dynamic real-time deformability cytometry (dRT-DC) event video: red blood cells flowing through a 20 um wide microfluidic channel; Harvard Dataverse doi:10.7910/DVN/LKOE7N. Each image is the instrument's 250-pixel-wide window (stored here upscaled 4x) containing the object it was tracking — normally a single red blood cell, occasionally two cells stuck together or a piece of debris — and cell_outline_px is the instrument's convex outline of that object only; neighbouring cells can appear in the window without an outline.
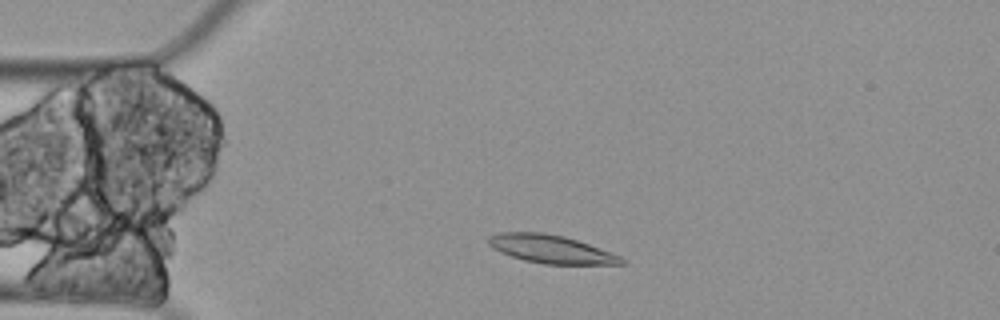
{"species": "Egyptian fruit bat (a non-hibernating species)", "species_latin": "Rousettus aegyptiacus", "temperature_condition": "cold", "stored_images_in_passage": 3, "camera_frame_rate_fps": 3000, "um_per_image_px": 0.085, "animal": {"sex": "female"}, "frame": {"image": 1, "passage_image": 2, "time_ms": 0.333, "image_size_px": [1000, 320], "cell_outline_px": [[628, 260], [624, 264], [544, 264], [524, 260], [500, 252], [492, 248], [488, 244], [488, 236], [500, 232], [544, 232], [564, 236], [588, 244], [620, 256]], "centroid_in_image_um": [46.81, 21.17], "position_along_channel_um": 38.2, "area_um2": 21.79}}